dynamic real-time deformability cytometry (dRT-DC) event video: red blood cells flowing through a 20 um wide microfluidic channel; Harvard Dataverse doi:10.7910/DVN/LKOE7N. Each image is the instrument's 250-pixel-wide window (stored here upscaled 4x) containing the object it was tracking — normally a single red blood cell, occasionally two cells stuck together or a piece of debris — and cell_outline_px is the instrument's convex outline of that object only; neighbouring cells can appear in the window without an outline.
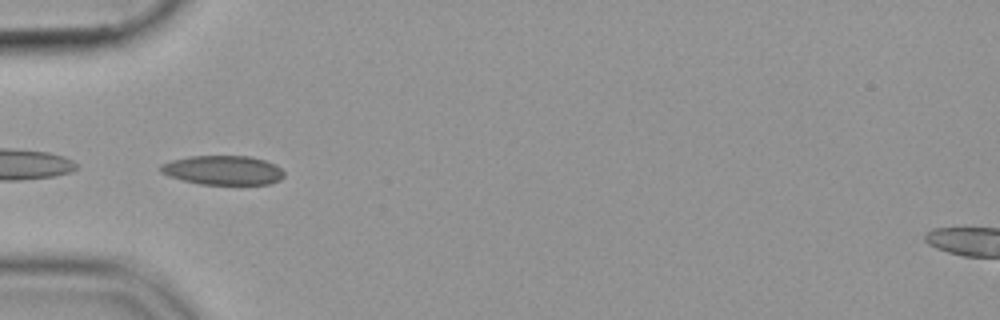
{"species": "common noctule bat (a hibernating species)", "species_latin": "Nyctalus noctula", "temperature_condition": "cold", "stored_images_in_passage": 29, "camera_frame_rate_fps": 3000, "um_per_image_px": 0.085, "animal": {"sex": "female", "body_mass_g": 19.9}, "frame": {"image": 1, "passage_image": 1, "time_ms": 0.0, "image_size_px": [1000, 320], "cell_outline_px": [[284, 176], [280, 180], [268, 184], [200, 184], [168, 176], [160, 172], [160, 164], [172, 160], [192, 156], [248, 156], [264, 160], [276, 164], [284, 172]], "centroid_in_image_um": [18.96, 14.46], "position_along_channel_um": 66.0, "area_um2": 20.98}}
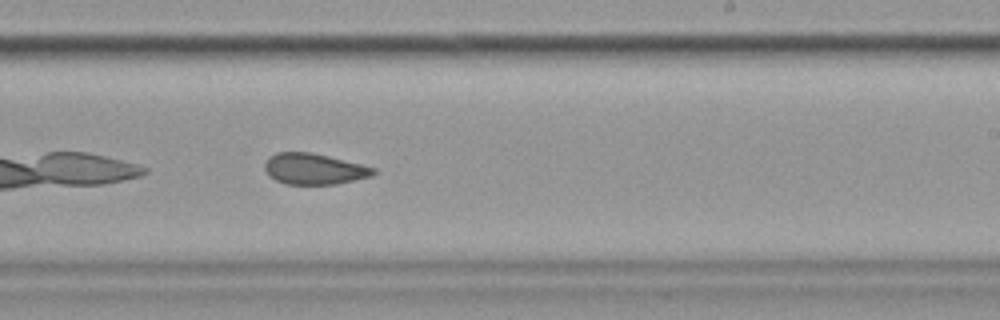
{"frame": {"image": 2, "passage_image": 17, "time_ms": 5.333, "image_size_px": [1000, 320], "cell_outline_px": [[376, 172], [372, 176], [336, 184], [284, 184], [276, 180], [264, 168], [264, 164], [268, 156], [276, 152], [312, 152], [376, 168]], "centroid_in_image_um": [26.69, 14.35], "position_along_channel_um": 262.3, "area_um2": 19.54}}
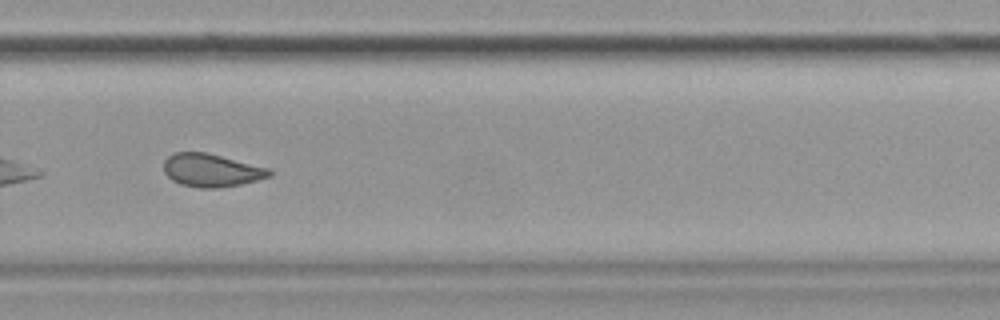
{"frame": {"image": 3, "passage_image": 21, "time_ms": 6.667, "image_size_px": [1000, 320], "cell_outline_px": [[272, 176], [240, 184], [216, 188], [200, 188], [180, 184], [172, 180], [164, 172], [164, 160], [172, 152], [204, 152], [268, 168], [272, 172]], "centroid_in_image_um": [17.93, 14.47], "position_along_channel_um": 311.9, "area_um2": 20.11}}